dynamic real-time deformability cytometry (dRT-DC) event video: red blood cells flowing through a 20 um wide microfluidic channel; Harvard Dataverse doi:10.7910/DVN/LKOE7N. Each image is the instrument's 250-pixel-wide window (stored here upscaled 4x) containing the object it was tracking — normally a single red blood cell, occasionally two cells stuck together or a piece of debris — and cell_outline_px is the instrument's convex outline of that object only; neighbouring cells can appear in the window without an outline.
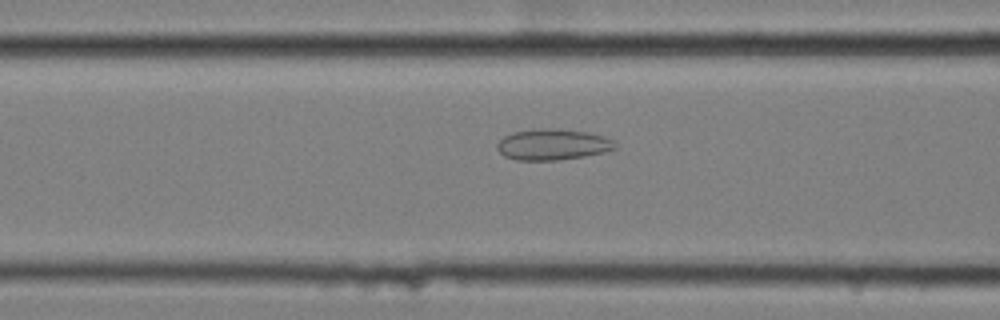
{"species": "common noctule bat (a hibernating species)", "species_latin": "Nyctalus noctula", "temperature_condition": "cold", "stored_images_in_passage": 48, "camera_frame_rate_fps": 3000, "um_per_image_px": 0.085, "animal": {"sex": "female", "body_mass_g": 25.1}, "frame": {"image": 1, "passage_image": 13, "time_ms": 4.0, "image_size_px": [1000, 320], "cell_outline_px": [[616, 148], [604, 152], [584, 156], [560, 160], [516, 160], [504, 156], [496, 148], [496, 144], [504, 136], [512, 132], [540, 128], [556, 128], [584, 132], [604, 136], [612, 140], [616, 144]], "centroid_in_image_um": [46.95, 12.28], "position_along_channel_um": 119.7, "area_um2": 21.33}}
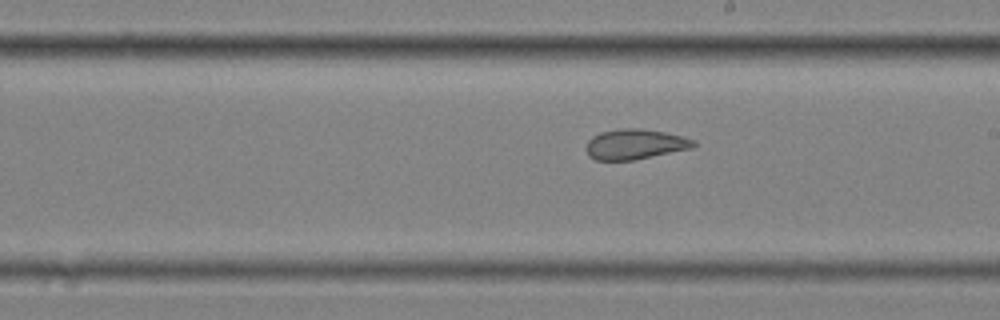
{"frame": {"image": 2, "passage_image": 23, "time_ms": 7.333, "image_size_px": [1000, 320], "cell_outline_px": [[696, 144], [692, 148], [632, 160], [596, 160], [588, 156], [588, 140], [592, 136], [600, 132], [620, 128], [640, 128], [664, 132], [696, 140]], "centroid_in_image_um": [53.97, 12.25], "position_along_channel_um": 235.0, "area_um2": 18.73}}
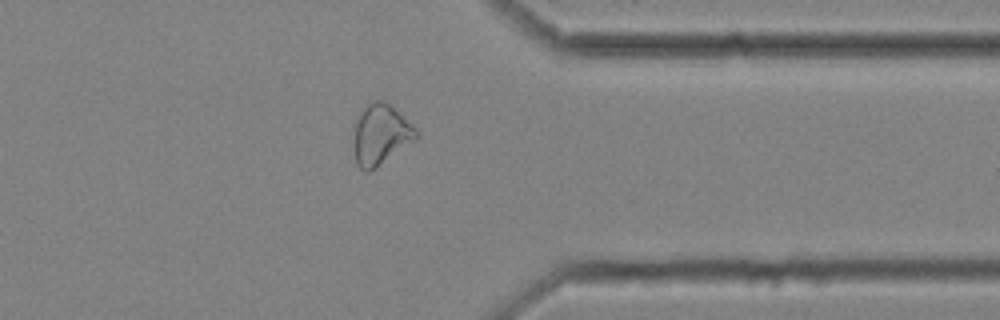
{"frame": {"image": 3, "passage_image": 36, "time_ms": 11.667, "image_size_px": [1000, 320], "cell_outline_px": [[416, 140], [376, 168], [368, 172], [364, 172], [356, 164], [356, 116], [368, 100], [384, 100], [392, 104], [416, 128]], "centroid_in_image_um": [32.38, 11.39], "position_along_channel_um": 379.0, "area_um2": 22.08}, "authors_computed_cell_mechanics": {"area_um2": 22.1952, "velocity_mm_per_s": 3.4697, "shape_relaxation_time_tau1_ms": null, "shape_relaxation_time_tau2_ms": 1.9757, "deformation_change_tau1": null, "deformation_change_tau2": 0.0861}}